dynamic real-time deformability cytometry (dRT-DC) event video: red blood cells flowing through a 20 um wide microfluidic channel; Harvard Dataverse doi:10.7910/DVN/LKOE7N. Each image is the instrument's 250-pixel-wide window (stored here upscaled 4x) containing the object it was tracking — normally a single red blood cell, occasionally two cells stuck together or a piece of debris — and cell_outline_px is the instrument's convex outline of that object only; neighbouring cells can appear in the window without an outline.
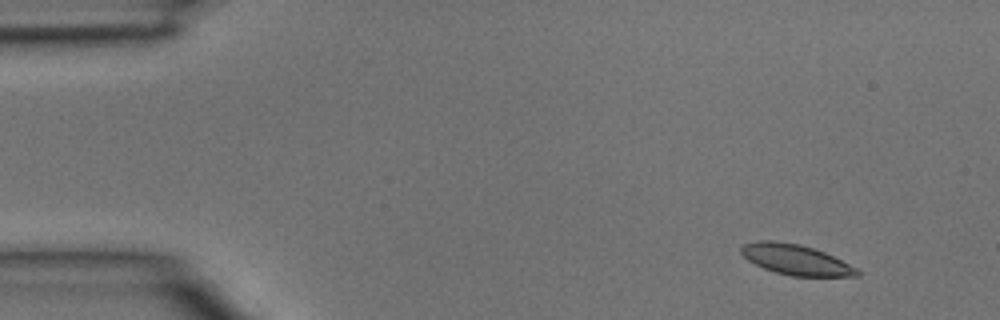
{"species": "common noctule bat (a hibernating species)", "species_latin": "Nyctalus noctula", "temperature_condition": "room temperature", "stored_images_in_passage": 4, "camera_frame_rate_fps": 3000, "um_per_image_px": 0.085, "animal": {"sex": "male", "body_mass_g": 15.6}, "frame": {"image": 1, "passage_image": 1, "time_ms": 0.0, "image_size_px": [1000, 320], "cell_outline_px": [[860, 276], [792, 276], [776, 272], [764, 268], [748, 260], [740, 252], [740, 248], [744, 244], [760, 240], [772, 240], [800, 244], [824, 252], [856, 268], [860, 272]], "centroid_in_image_um": [67.62, 22.07], "position_along_channel_um": 17.4, "area_um2": 20.23}}
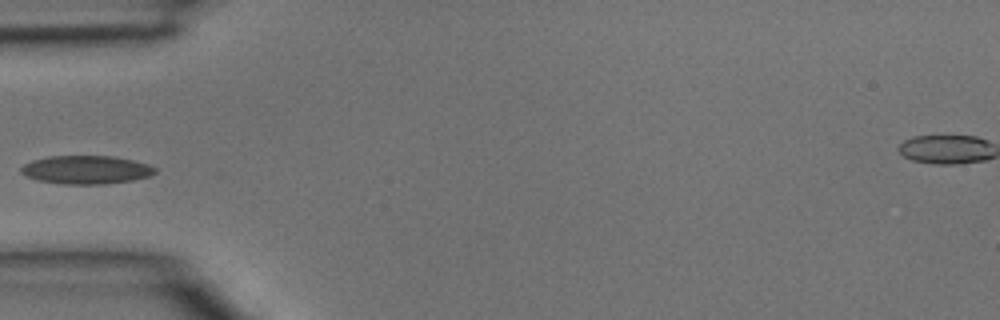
{"frame": {"image": 2, "passage_image": 4, "time_ms": 1.0, "image_size_px": [1000, 320], "cell_outline_px": [[156, 172], [152, 176], [132, 180], [104, 184], [64, 184], [36, 180], [24, 176], [20, 172], [20, 168], [24, 164], [32, 160], [48, 156], [112, 156], [132, 160], [148, 164], [156, 168]], "centroid_in_image_um": [7.3, 14.43], "position_along_channel_um": 77.7, "area_um2": 22.31}}